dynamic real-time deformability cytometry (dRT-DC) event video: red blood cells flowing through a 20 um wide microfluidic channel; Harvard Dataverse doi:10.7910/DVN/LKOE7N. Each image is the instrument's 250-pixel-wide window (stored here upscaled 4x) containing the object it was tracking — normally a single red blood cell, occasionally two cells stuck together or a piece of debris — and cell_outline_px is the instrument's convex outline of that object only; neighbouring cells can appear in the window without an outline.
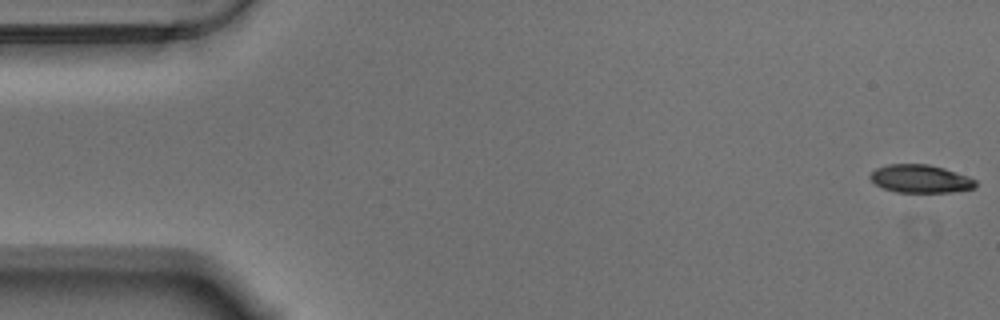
{"species": "Egyptian fruit bat (a non-hibernating species)", "species_latin": "Rousettus aegyptiacus", "temperature_condition": "warm", "stored_images_in_passage": 50, "camera_frame_rate_fps": 3000, "um_per_image_px": 0.085, "animal": {"sex": "male"}, "frame": {"image": 1, "passage_image": 1, "time_ms": 0.0, "image_size_px": [1000, 320], "cell_outline_px": [[976, 188], [952, 192], [896, 192], [884, 188], [876, 184], [868, 176], [876, 168], [888, 164], [928, 164], [944, 168], [968, 176], [976, 180]], "centroid_in_image_um": [78.25, 15.19], "position_along_channel_um": 6.7, "area_um2": 17.22}}
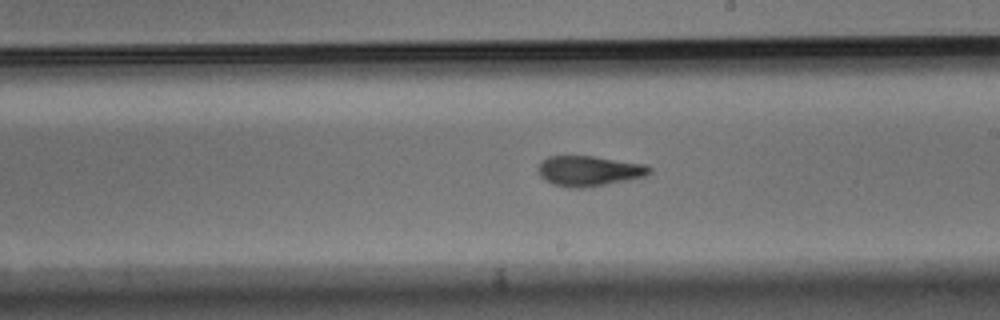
{"frame": {"image": 2, "passage_image": 32, "time_ms": 10.333, "image_size_px": [1000, 320], "cell_outline_px": [[652, 172], [644, 176], [628, 180], [584, 188], [568, 188], [552, 184], [544, 180], [540, 176], [536, 168], [540, 160], [548, 156], [592, 156], [648, 164], [652, 168]], "centroid_in_image_um": [50.04, 14.53], "position_along_channel_um": 239.0, "area_um2": 20.0}}
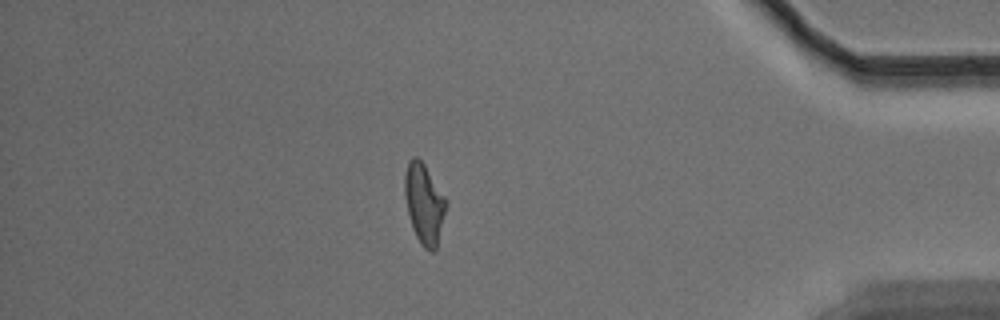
{"frame": {"image": 3, "passage_image": 49, "time_ms": 16.0, "image_size_px": [1000, 320], "cell_outline_px": [[444, 212], [436, 248], [432, 252], [428, 252], [420, 244], [412, 228], [404, 196], [404, 172], [408, 160], [412, 156], [416, 156], [424, 164], [444, 196]], "centroid_in_image_um": [35.99, 17.29], "position_along_channel_um": 399.2, "area_um2": 18.9}}